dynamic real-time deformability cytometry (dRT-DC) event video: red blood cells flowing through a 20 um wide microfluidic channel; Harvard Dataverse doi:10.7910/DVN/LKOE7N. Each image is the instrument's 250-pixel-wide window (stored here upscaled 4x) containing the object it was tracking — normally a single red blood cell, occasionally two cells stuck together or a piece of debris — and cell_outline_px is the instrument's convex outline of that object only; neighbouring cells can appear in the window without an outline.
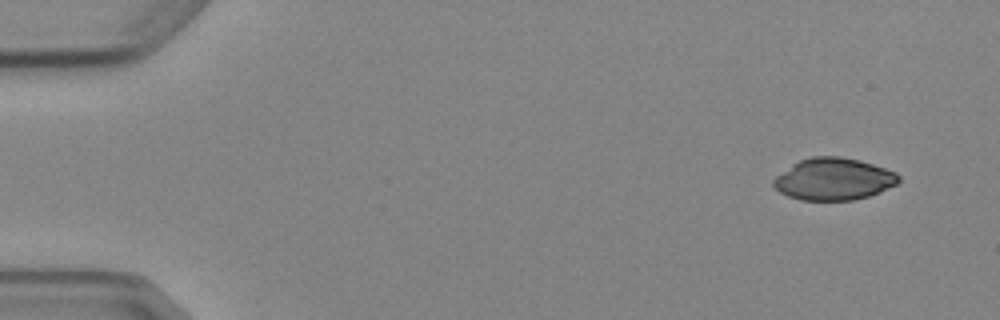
{"species": "Egyptian fruit bat (a non-hibernating species)", "species_latin": "Rousettus aegyptiacus", "temperature_condition": "cold", "stored_images_in_passage": 5, "camera_frame_rate_fps": 3000, "um_per_image_px": 0.085, "animal": {"sex": "female"}, "frame": {"image": 1, "passage_image": 1, "time_ms": 0.0, "image_size_px": [1000, 320], "cell_outline_px": [[900, 180], [896, 184], [880, 192], [868, 196], [852, 200], [800, 200], [788, 196], [780, 192], [772, 184], [772, 180], [776, 176], [792, 164], [800, 160], [812, 156], [840, 156], [860, 160], [896, 172], [900, 176]], "centroid_in_image_um": [70.85, 15.22], "position_along_channel_um": 14.1, "area_um2": 30.63}}
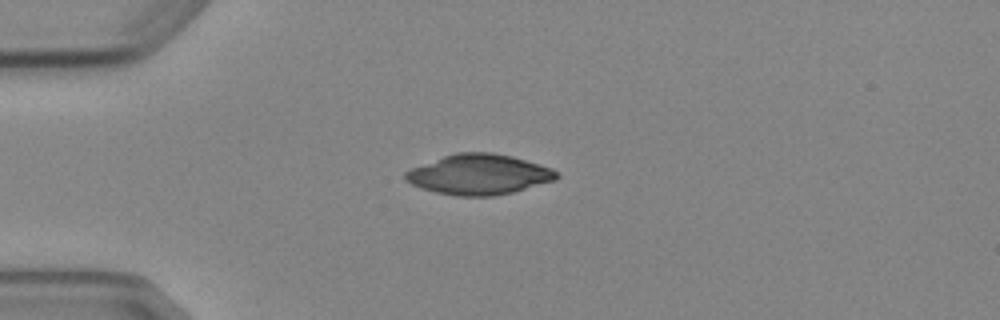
{"frame": {"image": 2, "passage_image": 4, "time_ms": 3.333, "image_size_px": [1000, 320], "cell_outline_px": [[560, 176], [556, 180], [512, 192], [492, 196], [456, 196], [436, 192], [420, 188], [404, 180], [404, 172], [412, 168], [444, 156], [456, 152], [492, 152], [512, 156], [540, 164], [552, 168]], "centroid_in_image_um": [40.71, 14.83], "position_along_channel_um": 44.3, "area_um2": 35.43}}